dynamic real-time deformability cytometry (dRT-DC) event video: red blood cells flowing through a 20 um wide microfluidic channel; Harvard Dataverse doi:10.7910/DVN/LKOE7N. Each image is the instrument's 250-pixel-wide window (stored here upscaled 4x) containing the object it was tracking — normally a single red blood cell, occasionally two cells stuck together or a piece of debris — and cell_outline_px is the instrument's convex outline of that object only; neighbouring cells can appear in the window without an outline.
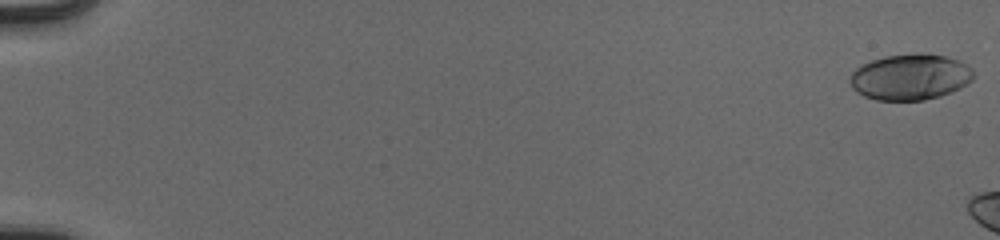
{"species": "human", "species_latin": "Homo sapiens", "temperature_condition": "cold", "stored_images_in_passage": 8, "camera_frame_rate_fps": 3000, "um_per_image_px": 0.085, "donor": {"sex": "male"}, "frame": {"image": 1, "passage_image": 1, "time_ms": 0.0, "image_size_px": [1000, 240], "cell_outline_px": [[976, 76], [968, 84], [960, 88], [940, 96], [924, 100], [876, 100], [864, 96], [856, 92], [852, 88], [852, 72], [856, 68], [872, 60], [884, 56], [916, 52], [924, 52], [944, 56], [960, 60], [972, 68]], "centroid_in_image_um": [77.42, 6.53], "position_along_channel_um": 7.6, "area_um2": 33.35}}